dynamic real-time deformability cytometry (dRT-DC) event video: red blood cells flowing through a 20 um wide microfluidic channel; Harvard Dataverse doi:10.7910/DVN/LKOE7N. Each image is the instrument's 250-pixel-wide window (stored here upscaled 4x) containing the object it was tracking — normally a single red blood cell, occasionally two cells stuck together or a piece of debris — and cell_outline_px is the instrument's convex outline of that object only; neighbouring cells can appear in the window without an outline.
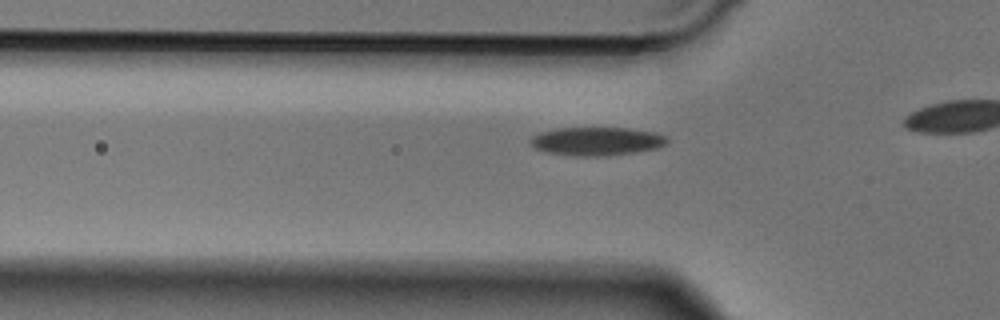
{"species": "Egyptian fruit bat (a non-hibernating species)", "species_latin": "Rousettus aegyptiacus", "temperature_condition": "cold", "stored_images_in_passage": 17, "camera_frame_rate_fps": 3000, "um_per_image_px": 0.085, "animal": {"sex": "male"}, "frame": {"image": 1, "passage_image": 12, "time_ms": 3.667, "image_size_px": [1000, 320], "cell_outline_px": [[668, 140], [664, 144], [656, 148], [636, 152], [604, 156], [576, 156], [548, 152], [536, 148], [528, 140], [532, 136], [540, 132], [556, 128], [628, 128], [656, 132], [664, 136]], "centroid_in_image_um": [50.7, 12.0], "position_along_channel_um": 75.1, "area_um2": 22.48}}
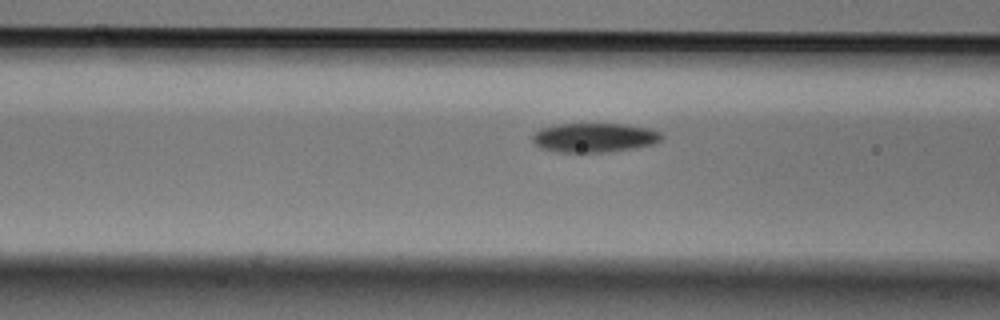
{"frame": {"image": 2, "passage_image": 15, "time_ms": 4.667, "image_size_px": [1000, 320], "cell_outline_px": [[664, 136], [656, 144], [608, 152], [556, 152], [540, 148], [532, 140], [532, 136], [540, 128], [560, 124], [624, 124], [648, 128], [660, 132]], "centroid_in_image_um": [50.52, 11.7], "position_along_channel_um": 116.1, "area_um2": 22.02}}